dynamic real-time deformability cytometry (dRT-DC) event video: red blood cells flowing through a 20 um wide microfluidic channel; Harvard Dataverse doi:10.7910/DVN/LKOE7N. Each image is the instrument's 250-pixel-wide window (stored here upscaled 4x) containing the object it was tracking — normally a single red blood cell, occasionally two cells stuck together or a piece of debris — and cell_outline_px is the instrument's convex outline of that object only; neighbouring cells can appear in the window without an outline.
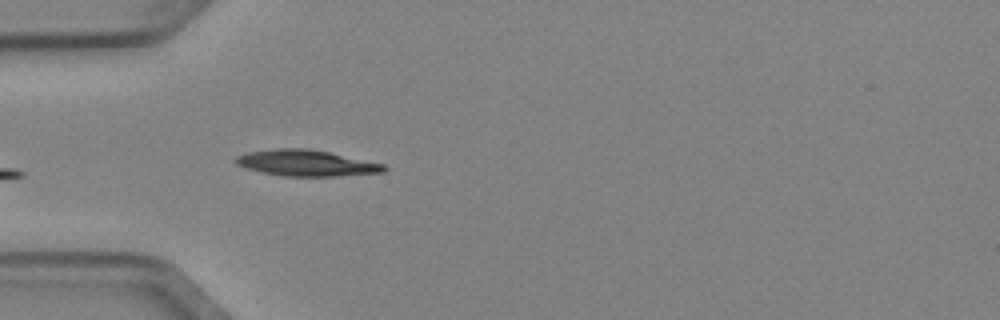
{"species": "Egyptian fruit bat (a non-hibernating species)", "species_latin": "Rousettus aegyptiacus", "temperature_condition": "cold", "stored_images_in_passage": 3, "camera_frame_rate_fps": 3000, "um_per_image_px": 0.085, "animal": {"sex": "female"}, "frame": {"image": 1, "passage_image": 3, "time_ms": 0.667, "image_size_px": [1000, 320], "cell_outline_px": [[388, 168], [384, 172], [332, 176], [284, 176], [244, 168], [236, 164], [232, 160], [236, 156], [248, 152], [276, 148], [308, 148], [328, 152], [384, 164]], "centroid_in_image_um": [25.99, 13.85], "position_along_channel_um": 59.0, "area_um2": 22.43}}